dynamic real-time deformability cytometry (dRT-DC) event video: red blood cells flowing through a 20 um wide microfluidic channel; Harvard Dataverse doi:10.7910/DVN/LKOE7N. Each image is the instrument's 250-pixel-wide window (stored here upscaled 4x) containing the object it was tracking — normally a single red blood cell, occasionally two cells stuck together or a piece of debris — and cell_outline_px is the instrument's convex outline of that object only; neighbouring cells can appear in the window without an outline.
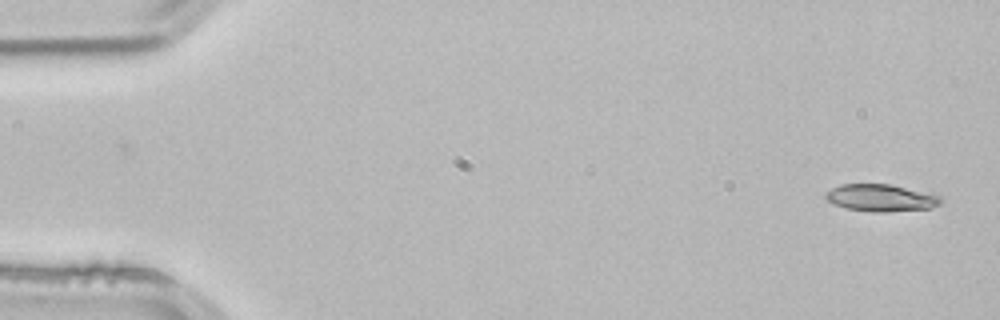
{"species": "common noctule bat (a hibernating species)", "species_latin": "Nyctalus noctula", "temperature_condition": "room temperature", "stored_images_in_passage": 53, "segment_of_instrument_passage": [1, 2], "camera_frame_rate_fps": 3000, "um_per_image_px": 0.085, "animal": {"sex": "male", "body_mass_g": 21.5, "forearm_length_mm": 52.0}, "frame": {"image": 1, "passage_image": 1, "time_ms": 0.0, "image_size_px": [1000, 320], "cell_outline_px": [[940, 204], [932, 208], [884, 212], [872, 212], [844, 208], [832, 204], [824, 196], [824, 192], [840, 184], [888, 184], [940, 196]], "centroid_in_image_um": [74.8, 16.83], "position_along_channel_um": 10.2, "area_um2": 18.09}}
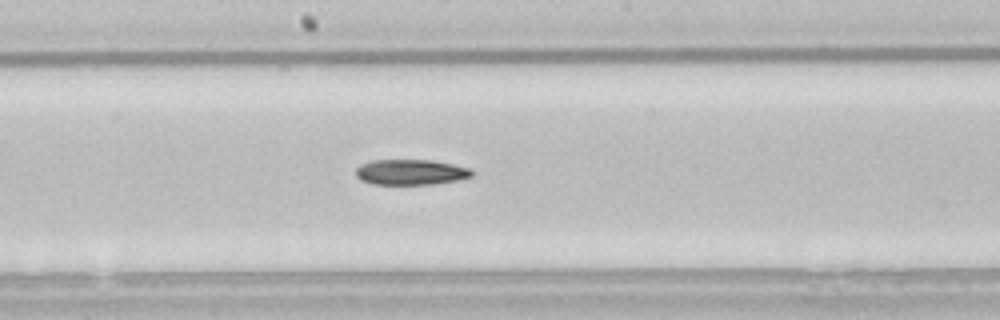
{"frame": {"image": 2, "passage_image": 27, "time_ms": 8.667, "image_size_px": [1000, 320], "cell_outline_px": [[472, 176], [460, 180], [432, 184], [372, 184], [360, 180], [356, 176], [356, 168], [360, 164], [372, 160], [432, 160], [472, 168]], "centroid_in_image_um": [34.91, 14.63], "position_along_channel_um": 213.3, "area_um2": 17.34}}
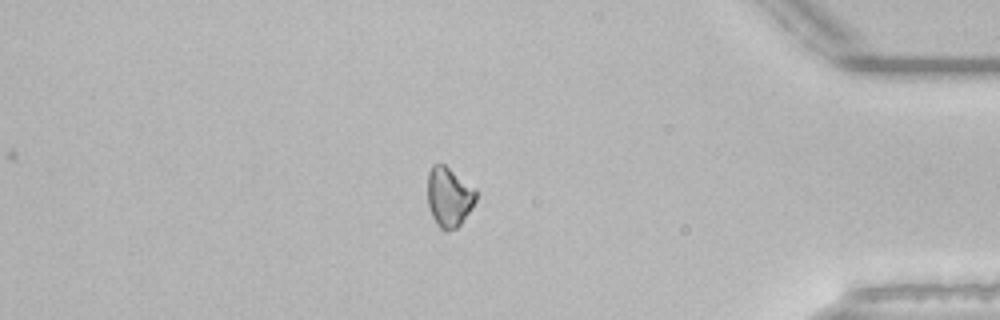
{"frame": {"image": 3, "passage_image": 44, "time_ms": 14.333, "image_size_px": [1000, 320], "cell_outline_px": [[476, 200], [472, 208], [460, 224], [456, 228], [448, 232], [444, 232], [436, 224], [432, 216], [428, 204], [428, 172], [432, 164], [444, 164], [476, 188]], "centroid_in_image_um": [38.17, 16.75], "position_along_channel_um": 397.0, "area_um2": 16.99}}